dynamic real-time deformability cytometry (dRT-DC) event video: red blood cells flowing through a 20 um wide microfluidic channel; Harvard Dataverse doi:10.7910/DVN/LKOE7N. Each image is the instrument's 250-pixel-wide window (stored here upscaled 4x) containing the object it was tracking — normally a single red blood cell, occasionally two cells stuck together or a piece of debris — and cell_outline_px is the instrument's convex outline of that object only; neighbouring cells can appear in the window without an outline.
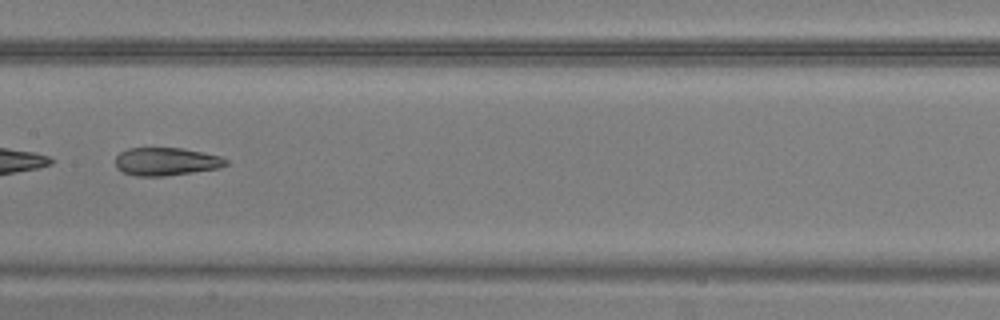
{"species": "common noctule bat (a hibernating species)", "species_latin": "Nyctalus noctula", "temperature_condition": "warm", "stored_images_in_passage": 30, "camera_frame_rate_fps": 3000, "um_per_image_px": 0.085, "animal": {"sex": "male", "body_mass_g": 20.5, "forearm_length_mm": 52.5}, "frame": {"image": 1, "passage_image": 9, "time_ms": 2.667, "image_size_px": [1000, 320], "cell_outline_px": [[228, 164], [220, 168], [164, 176], [136, 176], [124, 172], [116, 168], [116, 156], [120, 152], [128, 148], [180, 148], [220, 156], [228, 160]], "centroid_in_image_um": [14.11, 13.73], "position_along_channel_um": 193.3, "area_um2": 17.92}}